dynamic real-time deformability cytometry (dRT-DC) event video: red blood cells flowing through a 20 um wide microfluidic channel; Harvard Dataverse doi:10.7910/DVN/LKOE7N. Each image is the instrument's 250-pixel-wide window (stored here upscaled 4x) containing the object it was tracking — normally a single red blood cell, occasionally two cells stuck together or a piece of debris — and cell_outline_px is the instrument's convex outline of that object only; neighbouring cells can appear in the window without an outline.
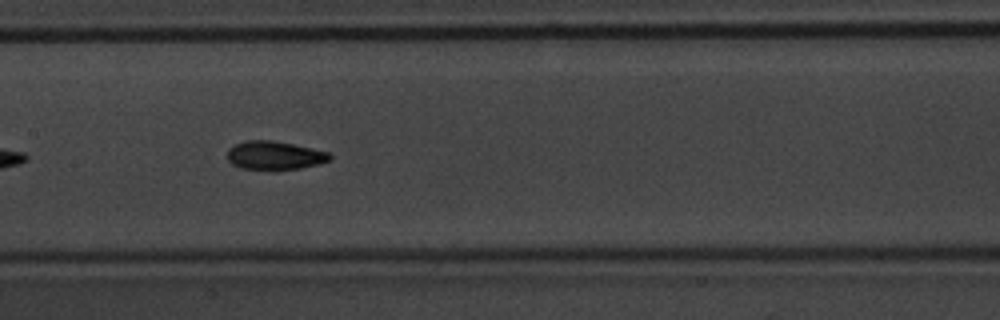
{"species": "common noctule bat (a hibernating species)", "species_latin": "Nyctalus noctula", "temperature_condition": "warm", "stored_images_in_passage": 39, "camera_frame_rate_fps": 3000, "um_per_image_px": 0.085, "animal": {"sex": "male", "body_mass_g": 20.1, "forearm_length_mm": 53.5}, "frame": {"image": 1, "passage_image": 12, "time_ms": 3.667, "image_size_px": [1000, 320], "cell_outline_px": [[332, 160], [320, 164], [300, 168], [276, 172], [272, 172], [240, 168], [232, 164], [228, 160], [228, 148], [244, 140], [272, 140], [312, 148], [328, 152], [332, 156]], "centroid_in_image_um": [23.34, 13.25], "position_along_channel_um": 184.1, "area_um2": 17.69}, "authors_computed_cell_mechanics": {"area_um2": 16.6464, "velocity_mm_per_s": 3.7535, "shape_relaxation_time_tau1_ms": 3.191, "shape_relaxation_time_tau2_ms": 2.1292, "deformation_change_tau1": 0.1436, "deformation_change_tau2": 0.0761}}